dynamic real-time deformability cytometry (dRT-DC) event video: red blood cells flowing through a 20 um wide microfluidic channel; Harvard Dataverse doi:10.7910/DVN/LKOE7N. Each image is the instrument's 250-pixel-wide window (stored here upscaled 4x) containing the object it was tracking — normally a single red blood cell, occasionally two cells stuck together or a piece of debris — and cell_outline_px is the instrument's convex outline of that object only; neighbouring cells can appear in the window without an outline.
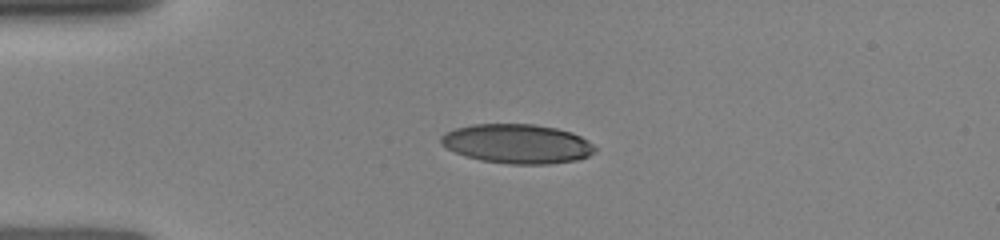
{"species": "human", "species_latin": "Homo sapiens", "temperature_condition": "room temperature", "stored_images_in_passage": 9, "camera_frame_rate_fps": 3000, "um_per_image_px": 0.085, "donor": {"sex": "female"}, "frame": {"image": 1, "passage_image": 6, "time_ms": 3.0, "image_size_px": [1000, 240], "cell_outline_px": [[596, 152], [588, 156], [576, 160], [548, 164], [508, 164], [480, 160], [456, 152], [440, 144], [440, 136], [444, 132], [456, 128], [472, 124], [532, 124], [556, 128], [572, 132], [588, 140], [596, 148]], "centroid_in_image_um": [43.96, 12.22], "position_along_channel_um": 41.0, "area_um2": 35.32}}
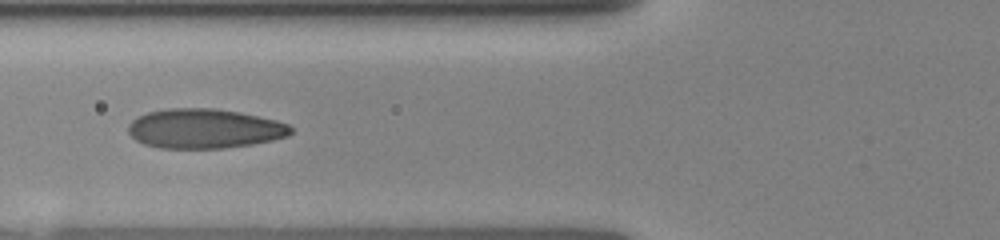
{"frame": {"image": 2, "passage_image": 8, "time_ms": 5.333, "image_size_px": [1000, 240], "cell_outline_px": [[292, 132], [288, 136], [272, 140], [252, 144], [224, 148], [160, 148], [144, 144], [136, 140], [128, 132], [128, 124], [132, 120], [148, 112], [168, 108], [216, 108], [240, 112], [276, 120], [288, 124], [292, 128]], "centroid_in_image_um": [17.38, 10.93], "position_along_channel_um": 108.4, "area_um2": 37.51}}